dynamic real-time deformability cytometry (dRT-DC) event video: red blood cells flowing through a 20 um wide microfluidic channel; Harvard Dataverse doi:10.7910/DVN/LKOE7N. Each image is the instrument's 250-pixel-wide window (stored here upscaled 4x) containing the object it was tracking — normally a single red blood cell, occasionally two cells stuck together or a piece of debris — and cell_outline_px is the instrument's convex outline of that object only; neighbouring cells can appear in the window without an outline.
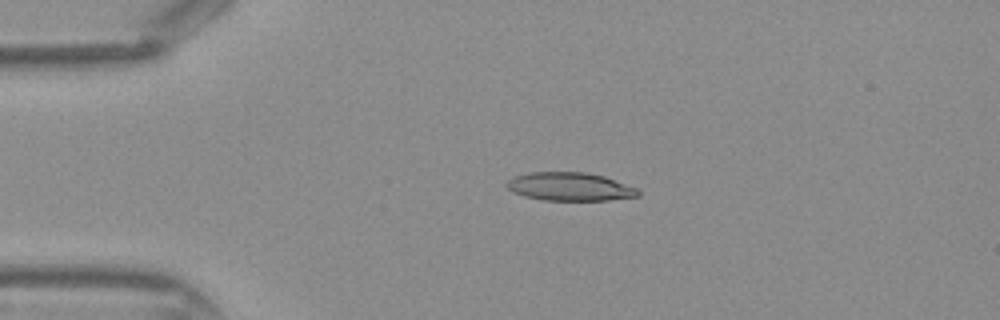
{"species": "Egyptian fruit bat (a non-hibernating species)", "species_latin": "Rousettus aegyptiacus", "temperature_condition": "warm", "stored_images_in_passage": 35, "camera_frame_rate_fps": 3000, "um_per_image_px": 0.085, "frame": {"image": 1, "passage_image": 1, "time_ms": 0.0, "image_size_px": [1000, 320], "cell_outline_px": [[640, 196], [608, 200], [544, 200], [524, 196], [512, 192], [504, 184], [512, 176], [528, 172], [588, 172], [604, 176], [636, 188], [640, 192]], "centroid_in_image_um": [48.39, 15.86], "position_along_channel_um": 36.6, "area_um2": 21.79}}
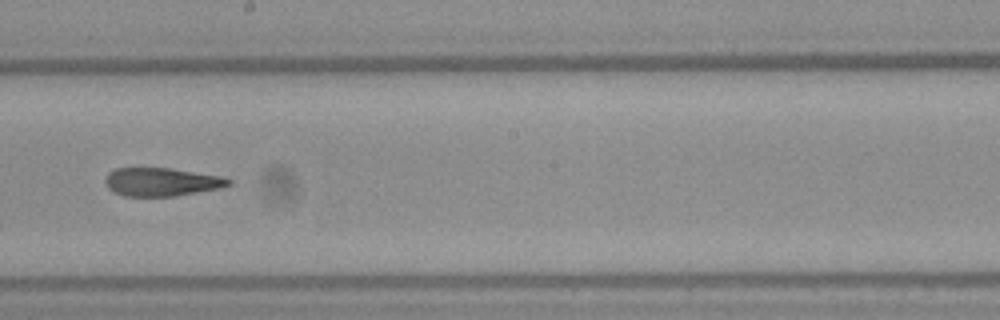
{"frame": {"image": 2, "passage_image": 16, "time_ms": 5.0, "image_size_px": [1000, 320], "cell_outline_px": [[232, 184], [220, 188], [176, 196], [124, 196], [112, 192], [104, 184], [104, 180], [108, 172], [116, 168], [172, 168], [224, 176], [232, 180]], "centroid_in_image_um": [13.73, 15.46], "position_along_channel_um": 234.5, "area_um2": 20.69}}
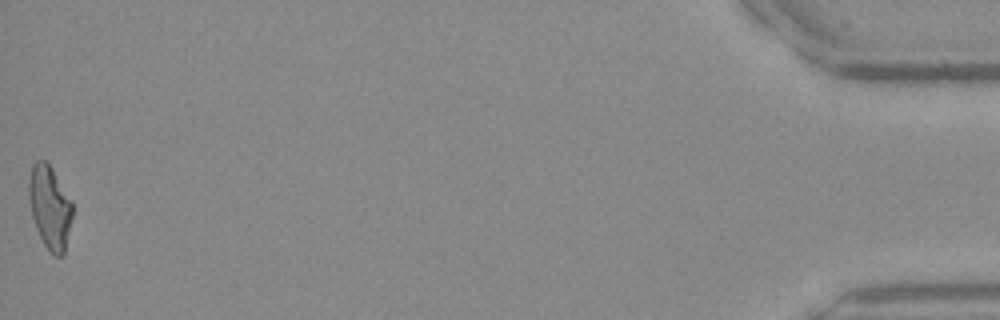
{"frame": {"image": 3, "passage_image": 35, "time_ms": 11.333, "image_size_px": [1000, 320], "cell_outline_px": [[72, 216], [64, 256], [52, 256], [44, 244], [36, 228], [32, 216], [28, 200], [28, 184], [32, 164], [36, 160], [44, 160], [52, 168], [72, 200]], "centroid_in_image_um": [4.23, 17.62], "position_along_channel_um": 431.0, "area_um2": 21.33}}